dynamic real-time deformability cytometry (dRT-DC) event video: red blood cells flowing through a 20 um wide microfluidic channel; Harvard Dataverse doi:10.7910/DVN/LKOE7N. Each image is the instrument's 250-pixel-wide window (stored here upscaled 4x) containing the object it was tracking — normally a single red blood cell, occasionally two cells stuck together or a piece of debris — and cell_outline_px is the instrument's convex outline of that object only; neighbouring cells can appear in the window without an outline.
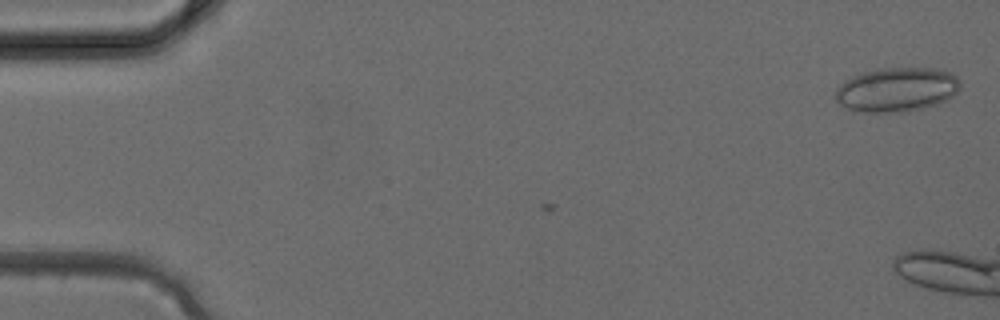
{"species": "common noctule bat (a hibernating species)", "species_latin": "Nyctalus noctula", "temperature_condition": "cold", "stored_images_in_passage": 2, "camera_frame_rate_fps": 3000, "um_per_image_px": 0.085, "animal": {"sex": "female", "body_mass_g": 24.6, "forearm_length_mm": 56.2}, "frame": {"image": 1, "passage_image": 2, "time_ms": 0.333, "image_size_px": [1000, 320], "cell_outline_px": [[960, 88], [952, 96], [936, 104], [904, 112], [864, 112], [848, 108], [840, 104], [836, 100], [836, 88], [844, 80], [852, 76], [864, 72], [884, 68], [932, 68], [948, 72], [956, 76], [960, 80]], "centroid_in_image_um": [76.21, 7.61], "position_along_channel_um": 8.8, "area_um2": 31.91}}